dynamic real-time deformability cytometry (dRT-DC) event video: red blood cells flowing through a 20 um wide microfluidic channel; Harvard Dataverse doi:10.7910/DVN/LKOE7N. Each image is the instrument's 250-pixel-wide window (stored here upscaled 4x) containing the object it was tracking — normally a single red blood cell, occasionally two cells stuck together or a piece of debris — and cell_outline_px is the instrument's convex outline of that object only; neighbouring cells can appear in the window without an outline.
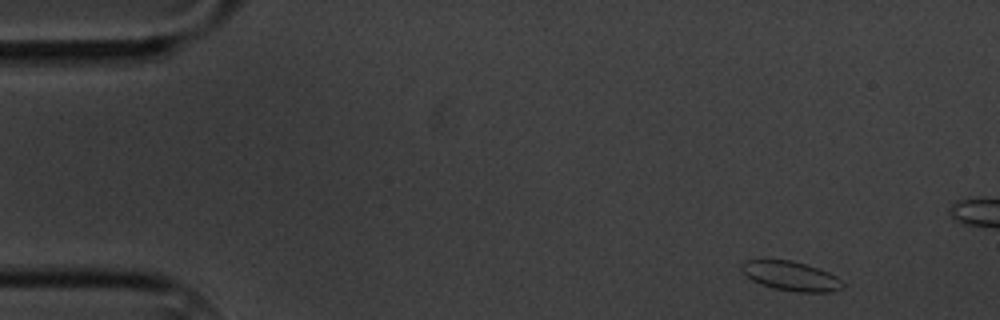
{"species": "common noctule bat (a hibernating species)", "species_latin": "Nyctalus noctula", "temperature_condition": "cold", "stored_images_in_passage": 4, "camera_frame_rate_fps": 3000, "um_per_image_px": 0.085, "animal": {"sex": "male", "body_mass_g": 20.1, "forearm_length_mm": 53.5}, "frame": {"image": 1, "passage_image": 1, "time_ms": 0.0, "image_size_px": [1000, 320], "cell_outline_px": [[844, 288], [832, 292], [796, 292], [772, 288], [760, 284], [752, 280], [740, 268], [740, 264], [744, 260], [792, 260], [828, 272], [836, 276], [844, 284]], "centroid_in_image_um": [67.22, 23.47], "position_along_channel_um": 17.8, "area_um2": 17.28}}